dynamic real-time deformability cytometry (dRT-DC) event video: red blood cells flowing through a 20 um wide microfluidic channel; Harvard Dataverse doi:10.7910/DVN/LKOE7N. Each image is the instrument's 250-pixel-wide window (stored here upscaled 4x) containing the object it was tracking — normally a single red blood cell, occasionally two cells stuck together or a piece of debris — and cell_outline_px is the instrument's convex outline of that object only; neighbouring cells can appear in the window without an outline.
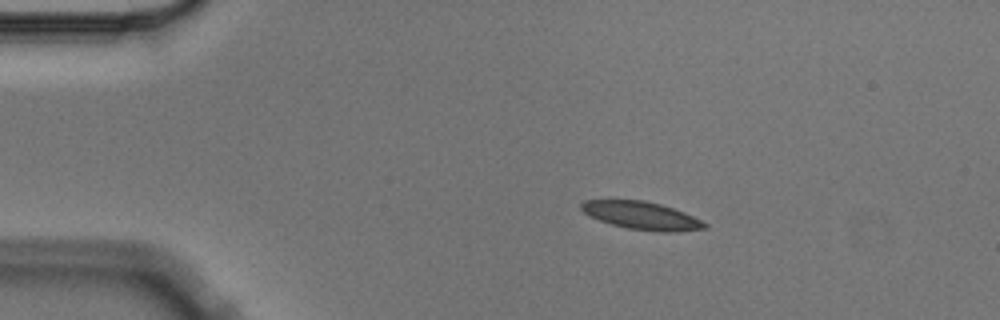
{"species": "Egyptian fruit bat (a non-hibernating species)", "species_latin": "Rousettus aegyptiacus", "temperature_condition": "cold", "stored_images_in_passage": 4, "camera_frame_rate_fps": 3000, "um_per_image_px": 0.085, "animal": {"sex": "male"}, "frame": {"image": 1, "passage_image": 1, "time_ms": 0.0, "image_size_px": [1000, 320], "cell_outline_px": [[708, 228], [676, 232], [656, 232], [628, 228], [612, 224], [588, 216], [580, 208], [580, 204], [584, 200], [644, 200], [660, 204], [684, 212], [708, 224]], "centroid_in_image_um": [54.54, 18.33], "position_along_channel_um": 30.5, "area_um2": 20.0}}
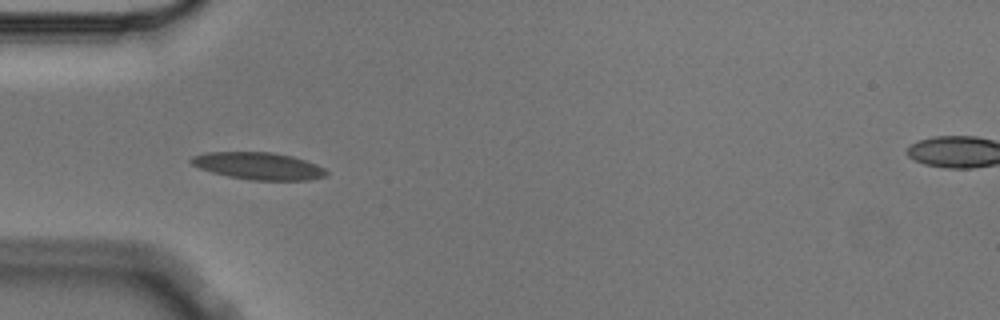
{"frame": {"image": 2, "passage_image": 3, "time_ms": 0.667, "image_size_px": [1000, 320], "cell_outline_px": [[328, 176], [308, 180], [252, 180], [228, 176], [212, 172], [200, 168], [192, 164], [188, 160], [192, 156], [204, 152], [272, 152], [292, 156], [316, 164], [324, 168], [328, 172]], "centroid_in_image_um": [21.97, 14.1], "position_along_channel_um": 63.0, "area_um2": 21.44}}
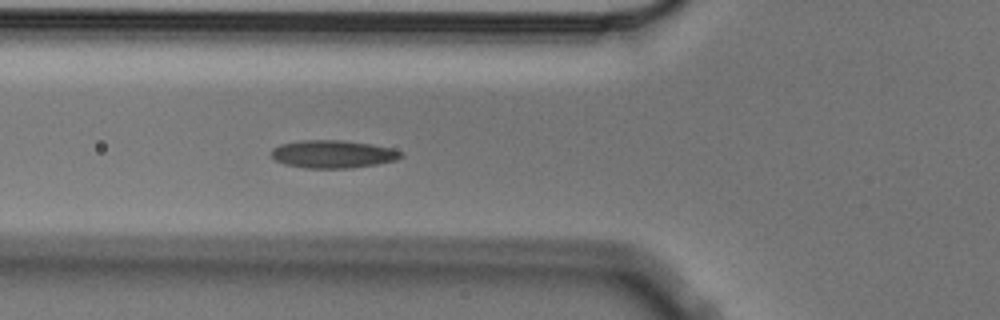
{"frame": {"image": 3, "passage_image": 4, "time_ms": 1.0, "image_size_px": [1000, 320], "cell_outline_px": [[404, 156], [396, 160], [376, 164], [348, 168], [304, 168], [284, 164], [276, 160], [272, 156], [272, 148], [280, 144], [300, 140], [340, 140], [372, 144], [392, 148], [404, 152]], "centroid_in_image_um": [28.31, 13.09], "position_along_channel_um": 97.5, "area_um2": 21.1}}